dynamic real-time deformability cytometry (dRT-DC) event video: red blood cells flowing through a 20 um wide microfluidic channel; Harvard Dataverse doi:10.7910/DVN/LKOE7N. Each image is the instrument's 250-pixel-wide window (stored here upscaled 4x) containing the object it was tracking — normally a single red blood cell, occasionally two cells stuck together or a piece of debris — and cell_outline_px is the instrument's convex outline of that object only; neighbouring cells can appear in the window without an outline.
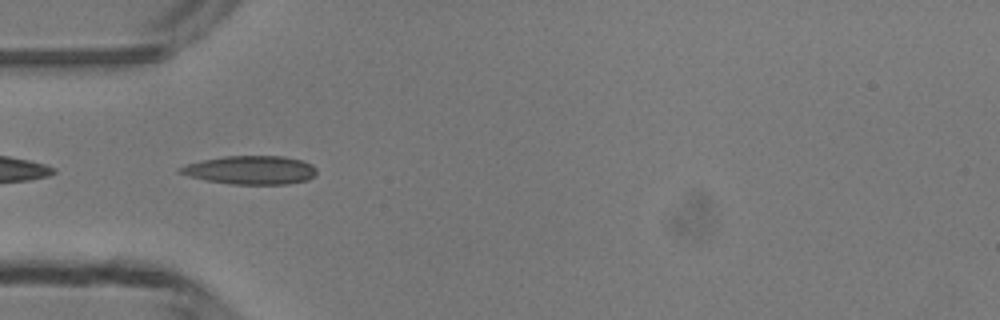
{"species": "common noctule bat (a hibernating species)", "species_latin": "Nyctalus noctula", "temperature_condition": "room temperature", "stored_images_in_passage": 34, "camera_frame_rate_fps": 3000, "um_per_image_px": 0.085, "animal": {"sex": "male", "body_mass_g": 13.3}, "frame": {"image": 1, "passage_image": 1, "time_ms": 0.0, "image_size_px": [1000, 320], "cell_outline_px": [[316, 172], [308, 180], [288, 184], [232, 184], [208, 180], [188, 176], [176, 172], [176, 168], [188, 164], [204, 160], [224, 156], [284, 156], [300, 160], [312, 164], [316, 168]], "centroid_in_image_um": [21.29, 14.45], "position_along_channel_um": 63.7, "area_um2": 22.6}}
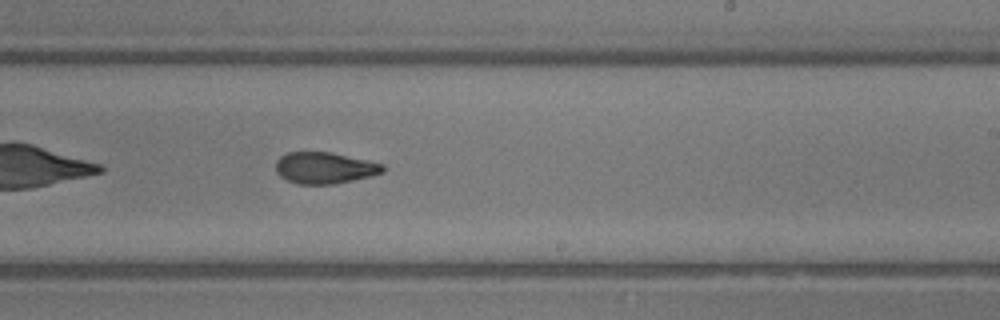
{"frame": {"image": 2, "passage_image": 15, "time_ms": 4.667, "image_size_px": [1000, 320], "cell_outline_px": [[388, 168], [384, 172], [352, 180], [332, 184], [296, 184], [280, 176], [276, 172], [276, 160], [280, 156], [288, 152], [332, 152], [384, 164]], "centroid_in_image_um": [27.59, 14.26], "position_along_channel_um": 261.4, "area_um2": 19.65}}
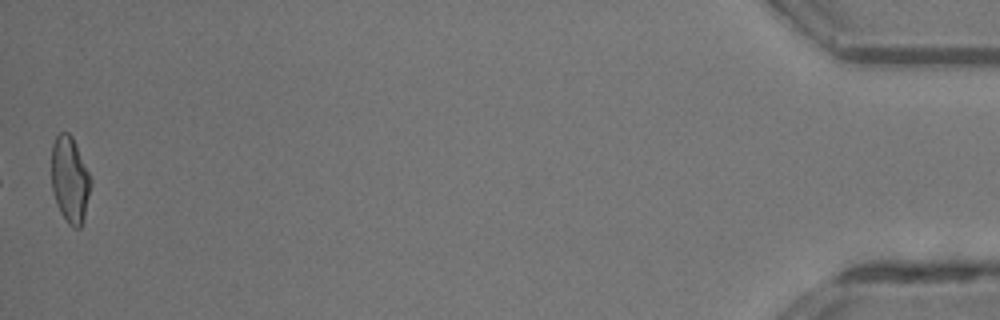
{"frame": {"image": 3, "passage_image": 34, "time_ms": 11.0, "image_size_px": [1000, 320], "cell_outline_px": [[92, 184], [84, 220], [80, 228], [72, 228], [68, 224], [60, 212], [56, 204], [52, 192], [52, 144], [56, 136], [60, 132], [68, 132], [72, 136], [76, 144], [92, 180]], "centroid_in_image_um": [5.95, 15.31], "position_along_channel_um": 429.3, "area_um2": 20.0}, "authors_computed_cell_mechanics": {"area_um2": 20.519, "velocity_mm_per_s": 4.2341, "shape_relaxation_time_tau1_ms": 7.5897, "shape_relaxation_time_tau2_ms": 2.6032, "deformation_change_tau1": 0.213, "deformation_change_tau2": 0.102}}